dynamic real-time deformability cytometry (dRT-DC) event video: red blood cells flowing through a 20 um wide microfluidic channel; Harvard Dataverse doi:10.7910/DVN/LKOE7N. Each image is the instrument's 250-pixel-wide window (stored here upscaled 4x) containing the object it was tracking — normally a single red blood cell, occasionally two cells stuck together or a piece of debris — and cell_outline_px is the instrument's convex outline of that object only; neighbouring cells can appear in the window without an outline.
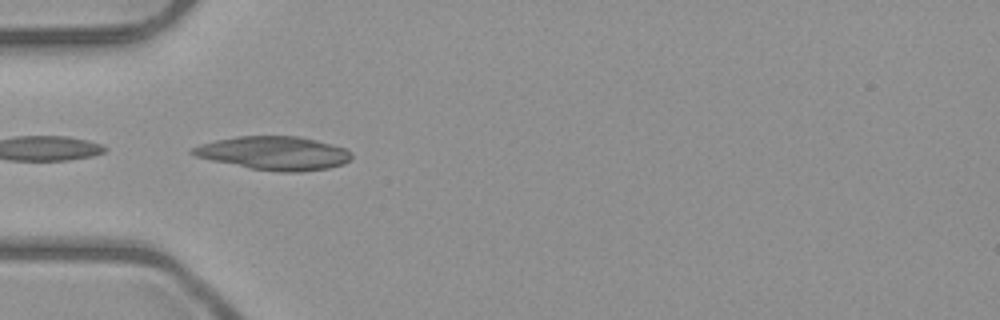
{"species": "common noctule bat (a hibernating species)", "species_latin": "Nyctalus noctula", "temperature_condition": "room temperature", "stored_images_in_passage": 6, "camera_frame_rate_fps": 3000, "um_per_image_px": 0.085, "animal": {"sex": "male", "body_mass_g": 23.1, "forearm_length_mm": 52.7}, "frame": {"image": 1, "passage_image": 5, "time_ms": 4.667, "image_size_px": [1000, 320], "cell_outline_px": [[352, 156], [344, 164], [328, 168], [300, 172], [280, 172], [248, 168], [212, 160], [196, 156], [188, 152], [192, 148], [200, 144], [216, 140], [236, 136], [300, 136], [316, 140], [344, 148], [352, 152]], "centroid_in_image_um": [23.28, 13.02], "position_along_channel_um": 61.7, "area_um2": 31.04}}
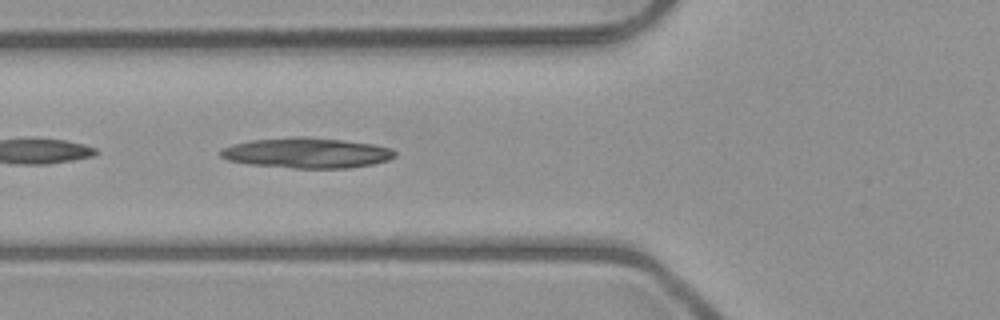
{"frame": {"image": 2, "passage_image": 6, "time_ms": 5.667, "image_size_px": [1000, 320], "cell_outline_px": [[396, 156], [388, 160], [372, 164], [348, 168], [292, 168], [248, 164], [228, 160], [220, 156], [220, 152], [224, 148], [232, 144], [252, 140], [292, 136], [304, 136], [344, 140], [372, 144], [392, 148], [396, 152]], "centroid_in_image_um": [26.09, 12.99], "position_along_channel_um": 99.7, "area_um2": 30.92}}